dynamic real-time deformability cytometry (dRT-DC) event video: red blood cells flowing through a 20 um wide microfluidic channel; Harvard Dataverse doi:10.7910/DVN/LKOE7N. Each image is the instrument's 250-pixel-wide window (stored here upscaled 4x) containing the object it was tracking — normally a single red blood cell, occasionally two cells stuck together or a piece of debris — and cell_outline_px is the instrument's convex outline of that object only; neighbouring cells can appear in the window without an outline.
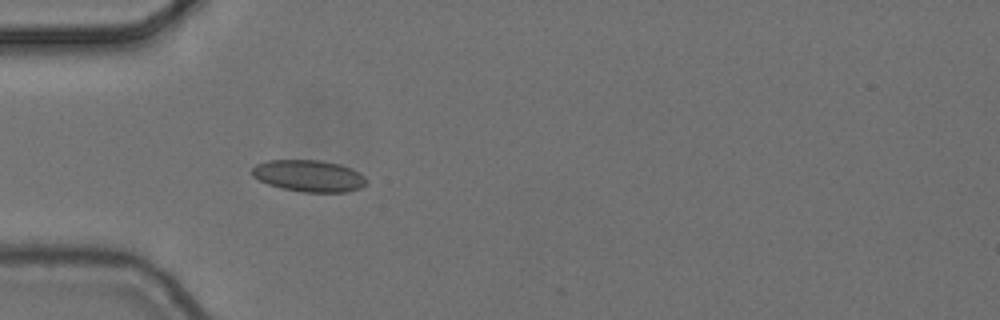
{"species": "common noctule bat (a hibernating species)", "species_latin": "Nyctalus noctula", "temperature_condition": "cold", "stored_images_in_passage": 5, "camera_frame_rate_fps": 3000, "um_per_image_px": 0.085, "animal": {"sex": "female", "body_mass_g": 24.6, "forearm_length_mm": 56.2}, "frame": {"image": 1, "passage_image": 5, "time_ms": 1.333, "image_size_px": [1000, 320], "cell_outline_px": [[368, 180], [360, 188], [344, 192], [304, 192], [280, 188], [268, 184], [252, 176], [252, 168], [256, 164], [268, 160], [320, 160], [340, 164], [352, 168], [360, 172]], "centroid_in_image_um": [26.26, 14.94], "position_along_channel_um": 58.7, "area_um2": 21.21}}